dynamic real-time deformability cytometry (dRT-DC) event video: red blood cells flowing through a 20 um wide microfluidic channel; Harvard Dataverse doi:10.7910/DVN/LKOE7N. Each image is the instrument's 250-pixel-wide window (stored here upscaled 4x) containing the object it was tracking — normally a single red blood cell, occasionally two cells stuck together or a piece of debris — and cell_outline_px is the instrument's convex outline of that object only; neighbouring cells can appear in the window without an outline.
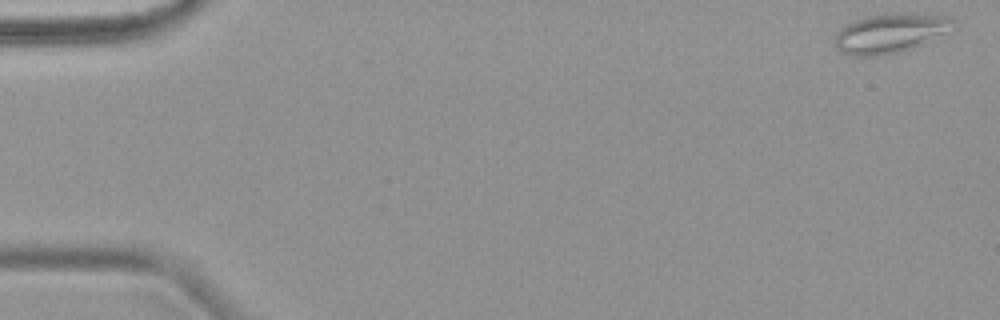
{"species": "common noctule bat (a hibernating species)", "species_latin": "Nyctalus noctula", "temperature_condition": "warm", "stored_images_in_passage": 4, "camera_frame_rate_fps": 3000, "um_per_image_px": 0.085, "animal": {"sex": "female", "body_mass_g": 18.4}, "frame": {"image": 1, "passage_image": 1, "time_ms": 0.0, "image_size_px": [1000, 320], "cell_outline_px": [[956, 28], [912, 48], [900, 52], [880, 56], [852, 56], [840, 52], [836, 44], [836, 32], [840, 28], [852, 20], [864, 16], [892, 12], [904, 12], [948, 16], [956, 20]], "centroid_in_image_um": [75.69, 2.79], "position_along_channel_um": 9.3, "area_um2": 27.74}}